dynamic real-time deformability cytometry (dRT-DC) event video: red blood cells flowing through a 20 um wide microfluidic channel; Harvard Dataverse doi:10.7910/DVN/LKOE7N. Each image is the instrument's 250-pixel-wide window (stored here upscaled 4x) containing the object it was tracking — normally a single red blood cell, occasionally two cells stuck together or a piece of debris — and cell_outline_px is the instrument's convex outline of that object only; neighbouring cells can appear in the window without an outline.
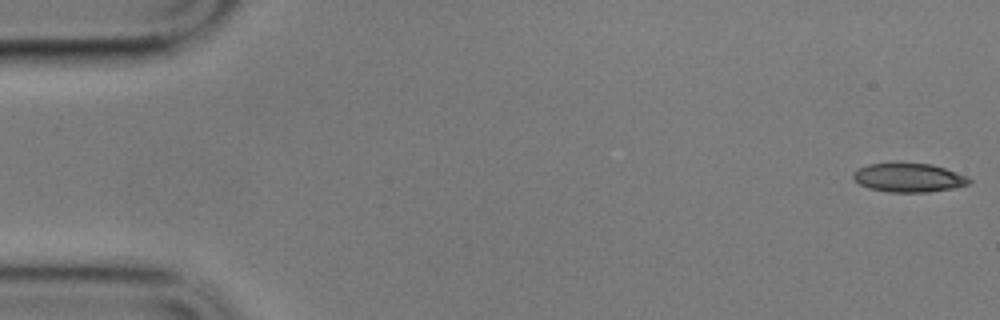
{"species": "common noctule bat (a hibernating species)", "species_latin": "Nyctalus noctula", "temperature_condition": "cold", "stored_images_in_passage": 43, "camera_frame_rate_fps": 3000, "um_per_image_px": 0.085, "animal": {"sex": "male", "body_mass_g": 17.9}, "frame": {"image": 1, "passage_image": 1, "time_ms": 0.0, "image_size_px": [1000, 320], "cell_outline_px": [[972, 180], [968, 184], [956, 188], [928, 192], [888, 192], [868, 188], [860, 184], [852, 176], [852, 172], [868, 164], [932, 164], [968, 176]], "centroid_in_image_um": [77.27, 15.12], "position_along_channel_um": 7.7, "area_um2": 19.31}}
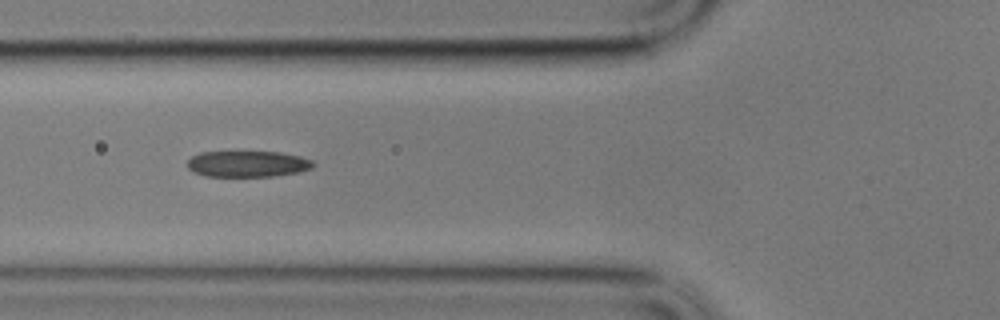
{"frame": {"image": 2, "passage_image": 21, "time_ms": 6.667, "image_size_px": [1000, 320], "cell_outline_px": [[316, 164], [312, 168], [300, 172], [272, 176], [204, 176], [192, 172], [188, 168], [188, 160], [192, 156], [200, 152], [280, 152], [300, 156], [312, 160]], "centroid_in_image_um": [21.06, 13.93], "position_along_channel_um": 104.7, "area_um2": 19.25}}
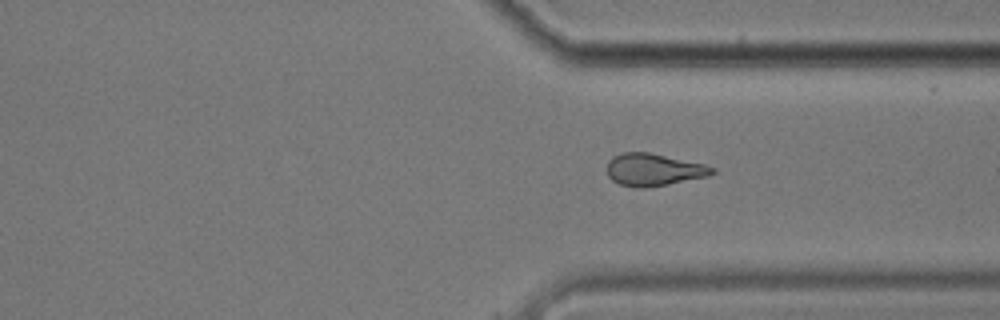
{"frame": {"image": 3, "passage_image": 43, "time_ms": 14.0, "image_size_px": [1000, 320], "cell_outline_px": [[716, 172], [708, 176], [668, 184], [644, 188], [636, 188], [620, 184], [612, 180], [608, 176], [608, 160], [612, 156], [624, 152], [648, 152], [704, 164], [716, 168]], "centroid_in_image_um": [55.55, 14.42], "position_along_channel_um": 355.8, "area_um2": 19.77}}